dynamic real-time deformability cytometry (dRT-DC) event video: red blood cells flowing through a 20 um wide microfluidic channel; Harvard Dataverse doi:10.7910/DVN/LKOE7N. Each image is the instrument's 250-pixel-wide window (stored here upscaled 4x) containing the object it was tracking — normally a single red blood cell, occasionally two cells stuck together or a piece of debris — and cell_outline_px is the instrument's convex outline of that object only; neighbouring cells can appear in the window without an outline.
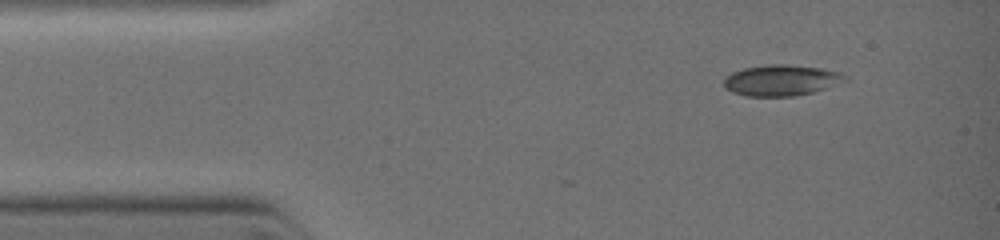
{"species": "common noctule bat (a hibernating species)", "species_latin": "Nyctalus noctula", "temperature_condition": "warm", "stored_images_in_passage": 9, "camera_frame_rate_fps": 3000, "um_per_image_px": 0.085, "animal": {"sex": "female", "body_mass_g": 19.0, "forearm_length_mm": 51.5}, "frame": {"image": 1, "passage_image": 1, "time_ms": 0.0, "image_size_px": [1000, 240], "cell_outline_px": [[848, 80], [812, 92], [792, 96], [744, 96], [732, 92], [724, 84], [724, 76], [732, 72], [744, 68], [768, 64], [788, 64], [820, 68], [840, 72], [848, 76]], "centroid_in_image_um": [66.39, 6.81], "position_along_channel_um": 18.6, "area_um2": 21.79}}
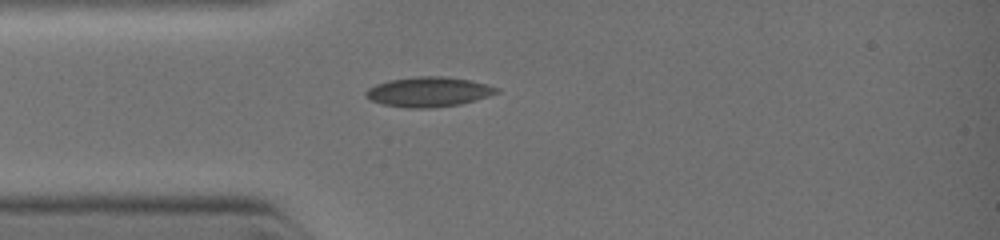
{"frame": {"image": 2, "passage_image": 4, "time_ms": 1.667, "image_size_px": [1000, 240], "cell_outline_px": [[500, 92], [476, 100], [460, 104], [432, 108], [408, 108], [380, 104], [368, 100], [364, 96], [364, 92], [368, 88], [376, 84], [388, 80], [420, 76], [440, 76], [468, 80], [500, 88]], "centroid_in_image_um": [36.37, 7.82], "position_along_channel_um": 48.6, "area_um2": 22.83}}
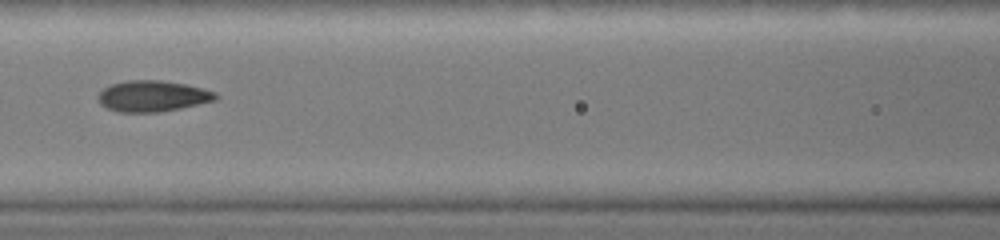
{"frame": {"image": 3, "passage_image": 8, "time_ms": 3.667, "image_size_px": [1000, 240], "cell_outline_px": [[220, 96], [216, 100], [180, 108], [156, 112], [120, 112], [108, 108], [100, 104], [96, 96], [104, 88], [112, 84], [128, 80], [160, 80], [184, 84], [216, 92]], "centroid_in_image_um": [12.96, 8.17], "position_along_channel_um": 153.6, "area_um2": 21.1}}